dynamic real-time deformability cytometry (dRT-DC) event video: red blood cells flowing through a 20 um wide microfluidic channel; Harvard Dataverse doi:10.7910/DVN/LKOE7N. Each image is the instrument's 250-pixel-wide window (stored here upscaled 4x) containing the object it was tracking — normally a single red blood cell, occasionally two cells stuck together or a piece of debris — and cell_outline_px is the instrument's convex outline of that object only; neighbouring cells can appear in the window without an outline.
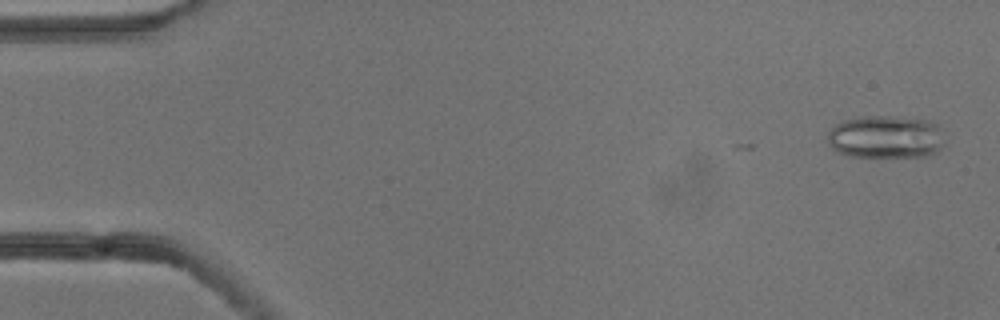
{"species": "common noctule bat (a hibernating species)", "species_latin": "Nyctalus noctula", "temperature_condition": "cold", "stored_images_in_passage": 4, "camera_frame_rate_fps": 3000, "um_per_image_px": 0.085, "animal": {"sex": "male", "body_mass_g": 13.3}, "frame": {"image": 1, "passage_image": 1, "time_ms": 0.0, "image_size_px": [1000, 320], "cell_outline_px": [[944, 144], [932, 156], [848, 156], [832, 148], [828, 144], [828, 132], [836, 124], [844, 120], [864, 116], [888, 116], [928, 120], [936, 124], [940, 128]], "centroid_in_image_um": [75.29, 11.64], "position_along_channel_um": 9.7, "area_um2": 29.13}}